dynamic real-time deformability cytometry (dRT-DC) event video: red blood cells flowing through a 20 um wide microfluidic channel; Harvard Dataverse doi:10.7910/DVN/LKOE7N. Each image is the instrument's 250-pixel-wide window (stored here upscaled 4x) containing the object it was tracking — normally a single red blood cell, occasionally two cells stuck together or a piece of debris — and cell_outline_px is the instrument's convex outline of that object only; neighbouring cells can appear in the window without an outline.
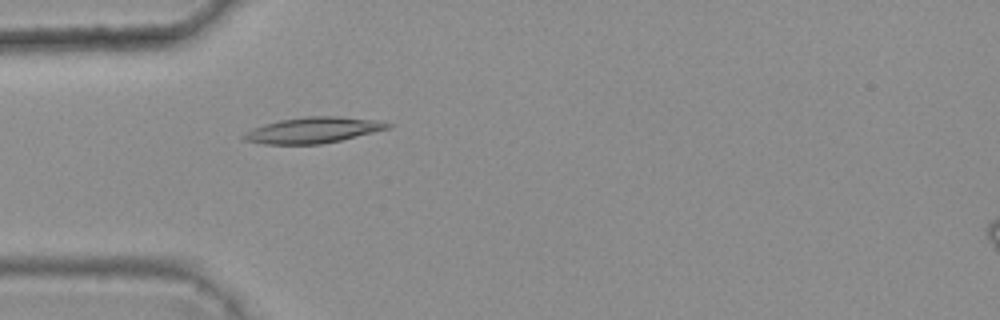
{"species": "common noctule bat (a hibernating species)", "species_latin": "Nyctalus noctula", "temperature_condition": "warm", "stored_images_in_passage": 5, "camera_frame_rate_fps": 3000, "um_per_image_px": 0.085, "animal": {"sex": "female", "body_mass_g": 25.1}, "frame": {"image": 1, "passage_image": 5, "time_ms": 1.333, "image_size_px": [1000, 320], "cell_outline_px": [[392, 128], [340, 140], [320, 144], [264, 144], [244, 140], [240, 136], [252, 128], [264, 124], [280, 120], [308, 116], [336, 116], [376, 120], [392, 124]], "centroid_in_image_um": [26.6, 11.06], "position_along_channel_um": 58.4, "area_um2": 21.62}}